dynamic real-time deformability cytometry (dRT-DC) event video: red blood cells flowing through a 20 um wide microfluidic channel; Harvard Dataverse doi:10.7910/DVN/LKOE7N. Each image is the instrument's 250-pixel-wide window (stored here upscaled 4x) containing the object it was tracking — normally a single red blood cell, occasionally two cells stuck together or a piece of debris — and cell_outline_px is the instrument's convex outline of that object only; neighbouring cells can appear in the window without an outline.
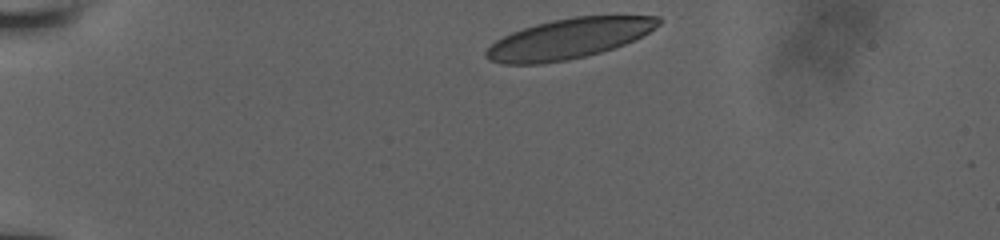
{"species": "human", "species_latin": "Homo sapiens", "temperature_condition": "room temperature", "stored_images_in_passage": 41, "camera_frame_rate_fps": 3000, "um_per_image_px": 0.085, "donor": {"sex": "male"}, "frame": {"image": 1, "passage_image": 1, "time_ms": 0.0, "image_size_px": [1000, 240], "cell_outline_px": [[664, 20], [660, 24], [648, 32], [624, 44], [600, 52], [568, 60], [540, 64], [504, 64], [488, 60], [484, 56], [484, 52], [496, 40], [512, 32], [536, 24], [552, 20], [576, 16], [660, 16]], "centroid_in_image_um": [48.32, 3.29], "position_along_channel_um": 36.7, "area_um2": 40.06}}
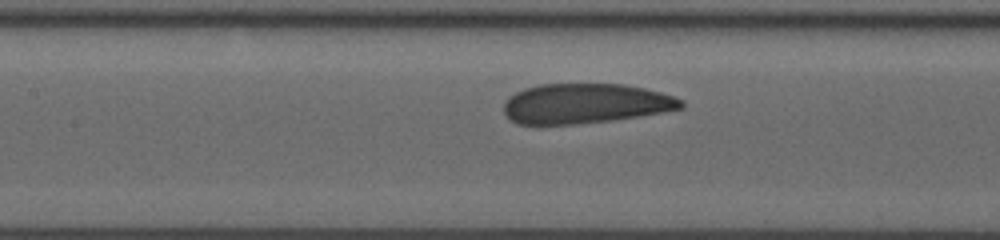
{"frame": {"image": 2, "passage_image": 24, "time_ms": 5.0, "image_size_px": [1000, 240], "cell_outline_px": [[684, 108], [640, 116], [576, 124], [516, 124], [504, 112], [504, 100], [508, 96], [524, 88], [540, 84], [624, 84], [644, 88], [660, 92], [684, 100]], "centroid_in_image_um": [49.74, 8.79], "position_along_channel_um": 157.7, "area_um2": 41.21}}
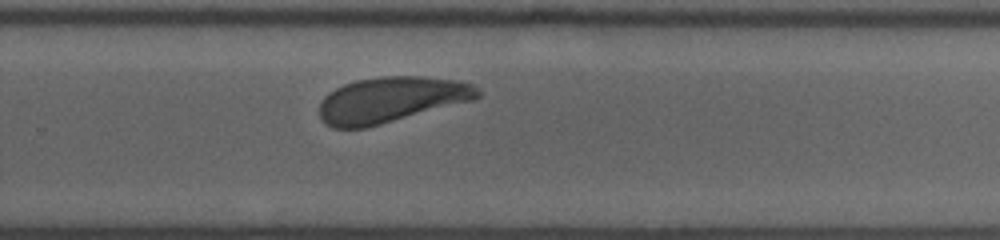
{"frame": {"image": 3, "passage_image": 41, "time_ms": 8.667, "image_size_px": [1000, 240], "cell_outline_px": [[480, 96], [472, 100], [380, 124], [364, 128], [332, 128], [320, 116], [320, 104], [324, 96], [328, 92], [344, 84], [356, 80], [380, 76], [424, 76], [456, 80], [472, 84], [480, 92]], "centroid_in_image_um": [33.22, 8.46], "position_along_channel_um": 296.6, "area_um2": 41.67}}